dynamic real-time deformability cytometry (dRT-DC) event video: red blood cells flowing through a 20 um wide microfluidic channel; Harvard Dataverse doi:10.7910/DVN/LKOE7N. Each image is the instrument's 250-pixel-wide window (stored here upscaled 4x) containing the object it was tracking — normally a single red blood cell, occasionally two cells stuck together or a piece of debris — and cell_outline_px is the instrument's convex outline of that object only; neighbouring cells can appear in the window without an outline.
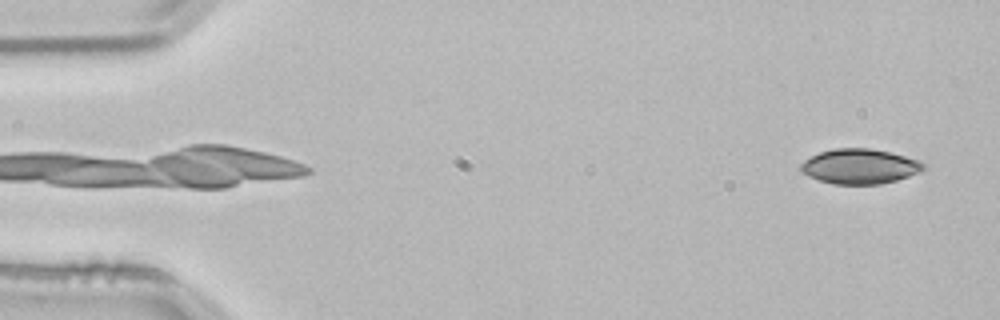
{"species": "common noctule bat (a hibernating species)", "species_latin": "Nyctalus noctula", "temperature_condition": "room temperature", "stored_images_in_passage": 24, "camera_frame_rate_fps": 3000, "um_per_image_px": 0.085, "animal": {"sex": "male", "body_mass_g": 21.5, "forearm_length_mm": 52.0}, "frame": {"image": 1, "passage_image": 2, "time_ms": 0.333, "image_size_px": [1000, 320], "cell_outline_px": [[924, 168], [920, 172], [896, 180], [880, 184], [832, 184], [808, 176], [800, 172], [800, 164], [804, 160], [820, 152], [836, 148], [872, 148], [920, 160], [924, 164]], "centroid_in_image_um": [73.05, 14.14], "position_along_channel_um": 11.9, "area_um2": 24.91}}
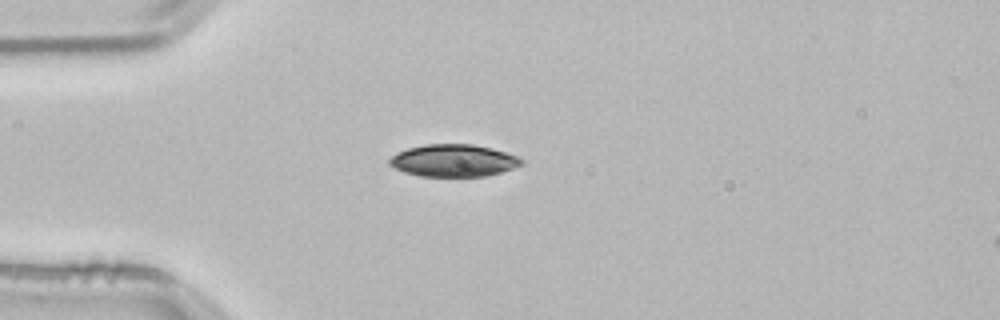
{"frame": {"image": 2, "passage_image": 13, "time_ms": 4.0, "image_size_px": [1000, 320], "cell_outline_px": [[524, 164], [488, 176], [420, 176], [404, 172], [388, 164], [388, 160], [396, 152], [408, 148], [424, 144], [472, 144], [492, 148], [520, 156], [524, 160]], "centroid_in_image_um": [38.57, 13.64], "position_along_channel_um": 46.4, "area_um2": 24.97}}
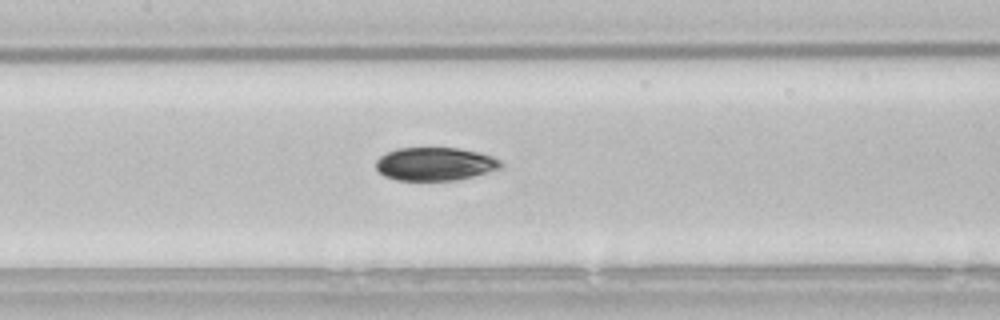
{"frame": {"image": 3, "passage_image": 24, "time_ms": 7.667, "image_size_px": [1000, 320], "cell_outline_px": [[504, 164], [500, 168], [472, 176], [456, 180], [396, 180], [384, 176], [376, 168], [376, 160], [380, 156], [396, 148], [460, 148], [480, 152], [492, 156], [500, 160]], "centroid_in_image_um": [36.98, 13.93], "position_along_channel_um": 170.4, "area_um2": 24.16}}